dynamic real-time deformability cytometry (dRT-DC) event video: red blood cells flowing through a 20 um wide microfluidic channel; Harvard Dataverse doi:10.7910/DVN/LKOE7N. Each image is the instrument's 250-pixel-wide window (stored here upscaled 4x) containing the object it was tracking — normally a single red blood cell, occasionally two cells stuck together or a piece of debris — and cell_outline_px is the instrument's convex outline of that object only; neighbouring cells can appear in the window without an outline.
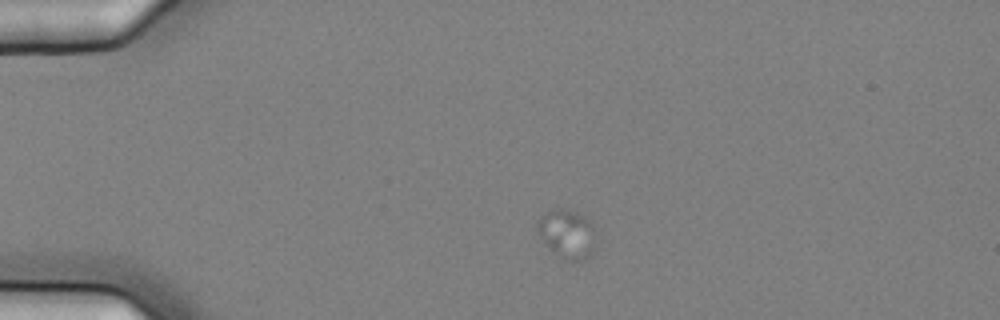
{"species": "common noctule bat (a hibernating species)", "species_latin": "Nyctalus noctula", "temperature_condition": "cold", "stored_images_in_passage": 5, "camera_frame_rate_fps": 3000, "um_per_image_px": 0.085, "animal": {"sex": "female", "body_mass_g": 25.1}, "frame": {"image": 1, "passage_image": 1, "time_ms": 0.0, "image_size_px": [1000, 320], "cell_outline_px": [[592, 248], [588, 256], [580, 260], [564, 260], [548, 248], [536, 228], [536, 224], [540, 216], [556, 208], [560, 208], [576, 212], [588, 220], [592, 228]], "centroid_in_image_um": [48.12, 19.87], "position_along_channel_um": 36.9, "area_um2": 15.9}}
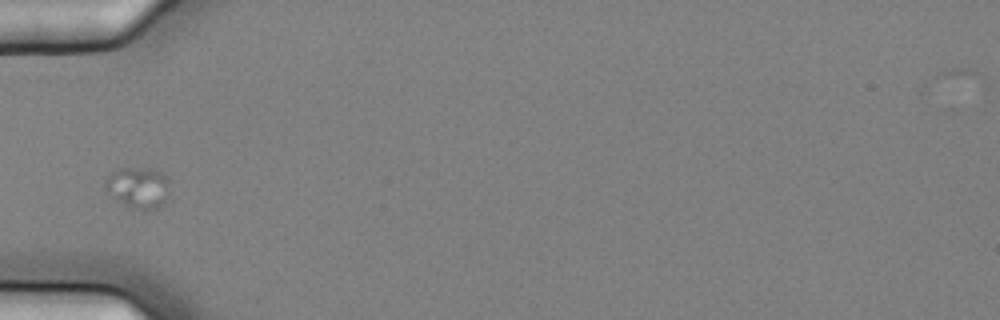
{"frame": {"image": 2, "passage_image": 3, "time_ms": 0.667, "image_size_px": [1000, 320], "cell_outline_px": [[168, 200], [164, 204], [148, 212], [144, 212], [132, 208], [116, 200], [104, 188], [104, 184], [108, 176], [112, 172], [120, 168], [152, 168], [160, 172], [168, 180]], "centroid_in_image_um": [11.76, 15.98], "position_along_channel_um": 73.2, "area_um2": 15.72}}